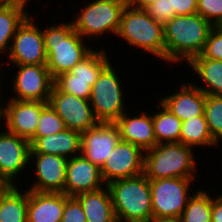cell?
Instances as JSON below:
<instances>
[{
  "label": "cell",
  "mask_w": 222,
  "mask_h": 222,
  "mask_svg": "<svg viewBox=\"0 0 222 222\" xmlns=\"http://www.w3.org/2000/svg\"><path fill=\"white\" fill-rule=\"evenodd\" d=\"M0 77H1V74H0ZM0 83H1V80H0ZM1 87V86H0ZM0 97H1V95H0ZM2 104H0V111H1V108H2V106H1Z\"/></svg>",
  "instance_id": "43"
},
{
  "label": "cell",
  "mask_w": 222,
  "mask_h": 222,
  "mask_svg": "<svg viewBox=\"0 0 222 222\" xmlns=\"http://www.w3.org/2000/svg\"><path fill=\"white\" fill-rule=\"evenodd\" d=\"M146 11L153 20L163 25L176 16L175 11H171L170 0H156Z\"/></svg>",
  "instance_id": "35"
},
{
  "label": "cell",
  "mask_w": 222,
  "mask_h": 222,
  "mask_svg": "<svg viewBox=\"0 0 222 222\" xmlns=\"http://www.w3.org/2000/svg\"><path fill=\"white\" fill-rule=\"evenodd\" d=\"M102 187L105 188L106 184L98 165L93 164L81 154L67 160L64 194L76 197Z\"/></svg>",
  "instance_id": "16"
},
{
  "label": "cell",
  "mask_w": 222,
  "mask_h": 222,
  "mask_svg": "<svg viewBox=\"0 0 222 222\" xmlns=\"http://www.w3.org/2000/svg\"><path fill=\"white\" fill-rule=\"evenodd\" d=\"M102 49V50H101ZM93 50L86 58L77 63L69 72L60 74L54 84L63 92L82 99H90L93 84L101 70L111 62L106 50Z\"/></svg>",
  "instance_id": "9"
},
{
  "label": "cell",
  "mask_w": 222,
  "mask_h": 222,
  "mask_svg": "<svg viewBox=\"0 0 222 222\" xmlns=\"http://www.w3.org/2000/svg\"><path fill=\"white\" fill-rule=\"evenodd\" d=\"M211 221L222 222V194L215 199L212 197Z\"/></svg>",
  "instance_id": "37"
},
{
  "label": "cell",
  "mask_w": 222,
  "mask_h": 222,
  "mask_svg": "<svg viewBox=\"0 0 222 222\" xmlns=\"http://www.w3.org/2000/svg\"><path fill=\"white\" fill-rule=\"evenodd\" d=\"M201 55L204 58L222 61V31L216 26L211 29Z\"/></svg>",
  "instance_id": "33"
},
{
  "label": "cell",
  "mask_w": 222,
  "mask_h": 222,
  "mask_svg": "<svg viewBox=\"0 0 222 222\" xmlns=\"http://www.w3.org/2000/svg\"><path fill=\"white\" fill-rule=\"evenodd\" d=\"M213 25L198 13L176 15L164 24L165 61L189 63L199 56Z\"/></svg>",
  "instance_id": "1"
},
{
  "label": "cell",
  "mask_w": 222,
  "mask_h": 222,
  "mask_svg": "<svg viewBox=\"0 0 222 222\" xmlns=\"http://www.w3.org/2000/svg\"><path fill=\"white\" fill-rule=\"evenodd\" d=\"M61 222H87L81 203L76 197L65 194V207Z\"/></svg>",
  "instance_id": "34"
},
{
  "label": "cell",
  "mask_w": 222,
  "mask_h": 222,
  "mask_svg": "<svg viewBox=\"0 0 222 222\" xmlns=\"http://www.w3.org/2000/svg\"><path fill=\"white\" fill-rule=\"evenodd\" d=\"M188 65L204 82L205 87L194 84L206 95H222V61L204 58L201 54L194 57Z\"/></svg>",
  "instance_id": "25"
},
{
  "label": "cell",
  "mask_w": 222,
  "mask_h": 222,
  "mask_svg": "<svg viewBox=\"0 0 222 222\" xmlns=\"http://www.w3.org/2000/svg\"><path fill=\"white\" fill-rule=\"evenodd\" d=\"M48 103L62 118L68 129L82 133L99 123L94 116L89 99L65 93L55 84Z\"/></svg>",
  "instance_id": "11"
},
{
  "label": "cell",
  "mask_w": 222,
  "mask_h": 222,
  "mask_svg": "<svg viewBox=\"0 0 222 222\" xmlns=\"http://www.w3.org/2000/svg\"><path fill=\"white\" fill-rule=\"evenodd\" d=\"M149 222H181L179 217H162L151 219Z\"/></svg>",
  "instance_id": "40"
},
{
  "label": "cell",
  "mask_w": 222,
  "mask_h": 222,
  "mask_svg": "<svg viewBox=\"0 0 222 222\" xmlns=\"http://www.w3.org/2000/svg\"><path fill=\"white\" fill-rule=\"evenodd\" d=\"M46 67L53 79L69 72L94 49L84 43V38L75 30L73 22L51 25L42 29Z\"/></svg>",
  "instance_id": "2"
},
{
  "label": "cell",
  "mask_w": 222,
  "mask_h": 222,
  "mask_svg": "<svg viewBox=\"0 0 222 222\" xmlns=\"http://www.w3.org/2000/svg\"><path fill=\"white\" fill-rule=\"evenodd\" d=\"M141 114L128 116L125 112L115 124L120 131L122 141L140 147L144 152L156 145L152 115L141 111Z\"/></svg>",
  "instance_id": "21"
},
{
  "label": "cell",
  "mask_w": 222,
  "mask_h": 222,
  "mask_svg": "<svg viewBox=\"0 0 222 222\" xmlns=\"http://www.w3.org/2000/svg\"><path fill=\"white\" fill-rule=\"evenodd\" d=\"M28 189L24 192L15 185L0 204V222H27Z\"/></svg>",
  "instance_id": "28"
},
{
  "label": "cell",
  "mask_w": 222,
  "mask_h": 222,
  "mask_svg": "<svg viewBox=\"0 0 222 222\" xmlns=\"http://www.w3.org/2000/svg\"><path fill=\"white\" fill-rule=\"evenodd\" d=\"M13 93L10 99L48 102L54 79L46 65H16Z\"/></svg>",
  "instance_id": "12"
},
{
  "label": "cell",
  "mask_w": 222,
  "mask_h": 222,
  "mask_svg": "<svg viewBox=\"0 0 222 222\" xmlns=\"http://www.w3.org/2000/svg\"><path fill=\"white\" fill-rule=\"evenodd\" d=\"M15 186L11 181L0 177V204L8 192Z\"/></svg>",
  "instance_id": "39"
},
{
  "label": "cell",
  "mask_w": 222,
  "mask_h": 222,
  "mask_svg": "<svg viewBox=\"0 0 222 222\" xmlns=\"http://www.w3.org/2000/svg\"><path fill=\"white\" fill-rule=\"evenodd\" d=\"M171 11L176 15H190L197 12V0H170Z\"/></svg>",
  "instance_id": "36"
},
{
  "label": "cell",
  "mask_w": 222,
  "mask_h": 222,
  "mask_svg": "<svg viewBox=\"0 0 222 222\" xmlns=\"http://www.w3.org/2000/svg\"><path fill=\"white\" fill-rule=\"evenodd\" d=\"M194 178H164L149 180L151 189L152 219L180 217L190 195Z\"/></svg>",
  "instance_id": "8"
},
{
  "label": "cell",
  "mask_w": 222,
  "mask_h": 222,
  "mask_svg": "<svg viewBox=\"0 0 222 222\" xmlns=\"http://www.w3.org/2000/svg\"><path fill=\"white\" fill-rule=\"evenodd\" d=\"M64 129H66L64 121L48 103L41 111L37 129L32 137H44Z\"/></svg>",
  "instance_id": "31"
},
{
  "label": "cell",
  "mask_w": 222,
  "mask_h": 222,
  "mask_svg": "<svg viewBox=\"0 0 222 222\" xmlns=\"http://www.w3.org/2000/svg\"><path fill=\"white\" fill-rule=\"evenodd\" d=\"M204 115L209 132L219 145L222 139V95H206Z\"/></svg>",
  "instance_id": "30"
},
{
  "label": "cell",
  "mask_w": 222,
  "mask_h": 222,
  "mask_svg": "<svg viewBox=\"0 0 222 222\" xmlns=\"http://www.w3.org/2000/svg\"><path fill=\"white\" fill-rule=\"evenodd\" d=\"M125 6V0H93L75 15L74 28L84 39L95 36L98 41L107 32L116 35Z\"/></svg>",
  "instance_id": "7"
},
{
  "label": "cell",
  "mask_w": 222,
  "mask_h": 222,
  "mask_svg": "<svg viewBox=\"0 0 222 222\" xmlns=\"http://www.w3.org/2000/svg\"><path fill=\"white\" fill-rule=\"evenodd\" d=\"M215 26L222 20V0H197V12Z\"/></svg>",
  "instance_id": "32"
},
{
  "label": "cell",
  "mask_w": 222,
  "mask_h": 222,
  "mask_svg": "<svg viewBox=\"0 0 222 222\" xmlns=\"http://www.w3.org/2000/svg\"><path fill=\"white\" fill-rule=\"evenodd\" d=\"M30 142L28 139L5 130L0 133V177L14 181L29 164Z\"/></svg>",
  "instance_id": "18"
},
{
  "label": "cell",
  "mask_w": 222,
  "mask_h": 222,
  "mask_svg": "<svg viewBox=\"0 0 222 222\" xmlns=\"http://www.w3.org/2000/svg\"><path fill=\"white\" fill-rule=\"evenodd\" d=\"M34 157V158H33ZM35 160L36 182L28 189L36 192L64 193L67 158L52 154L30 153L29 163Z\"/></svg>",
  "instance_id": "17"
},
{
  "label": "cell",
  "mask_w": 222,
  "mask_h": 222,
  "mask_svg": "<svg viewBox=\"0 0 222 222\" xmlns=\"http://www.w3.org/2000/svg\"><path fill=\"white\" fill-rule=\"evenodd\" d=\"M120 140L115 123L99 122L81 133V155L101 168Z\"/></svg>",
  "instance_id": "15"
},
{
  "label": "cell",
  "mask_w": 222,
  "mask_h": 222,
  "mask_svg": "<svg viewBox=\"0 0 222 222\" xmlns=\"http://www.w3.org/2000/svg\"><path fill=\"white\" fill-rule=\"evenodd\" d=\"M29 142L30 153L52 154L67 159L81 154V133L68 128L44 137H31Z\"/></svg>",
  "instance_id": "20"
},
{
  "label": "cell",
  "mask_w": 222,
  "mask_h": 222,
  "mask_svg": "<svg viewBox=\"0 0 222 222\" xmlns=\"http://www.w3.org/2000/svg\"><path fill=\"white\" fill-rule=\"evenodd\" d=\"M116 35L127 45L165 60L164 25L153 20L146 10L126 5Z\"/></svg>",
  "instance_id": "5"
},
{
  "label": "cell",
  "mask_w": 222,
  "mask_h": 222,
  "mask_svg": "<svg viewBox=\"0 0 222 222\" xmlns=\"http://www.w3.org/2000/svg\"><path fill=\"white\" fill-rule=\"evenodd\" d=\"M192 192L184 211L180 215L181 222H212V197L206 191L197 189Z\"/></svg>",
  "instance_id": "29"
},
{
  "label": "cell",
  "mask_w": 222,
  "mask_h": 222,
  "mask_svg": "<svg viewBox=\"0 0 222 222\" xmlns=\"http://www.w3.org/2000/svg\"><path fill=\"white\" fill-rule=\"evenodd\" d=\"M194 148L180 142L159 143L144 152V174L148 180L196 178Z\"/></svg>",
  "instance_id": "4"
},
{
  "label": "cell",
  "mask_w": 222,
  "mask_h": 222,
  "mask_svg": "<svg viewBox=\"0 0 222 222\" xmlns=\"http://www.w3.org/2000/svg\"><path fill=\"white\" fill-rule=\"evenodd\" d=\"M16 0H0V7L14 3Z\"/></svg>",
  "instance_id": "41"
},
{
  "label": "cell",
  "mask_w": 222,
  "mask_h": 222,
  "mask_svg": "<svg viewBox=\"0 0 222 222\" xmlns=\"http://www.w3.org/2000/svg\"><path fill=\"white\" fill-rule=\"evenodd\" d=\"M65 194L28 190L27 222H61Z\"/></svg>",
  "instance_id": "22"
},
{
  "label": "cell",
  "mask_w": 222,
  "mask_h": 222,
  "mask_svg": "<svg viewBox=\"0 0 222 222\" xmlns=\"http://www.w3.org/2000/svg\"><path fill=\"white\" fill-rule=\"evenodd\" d=\"M180 143L190 146H216L209 132L205 116H197L182 121L180 132Z\"/></svg>",
  "instance_id": "27"
},
{
  "label": "cell",
  "mask_w": 222,
  "mask_h": 222,
  "mask_svg": "<svg viewBox=\"0 0 222 222\" xmlns=\"http://www.w3.org/2000/svg\"><path fill=\"white\" fill-rule=\"evenodd\" d=\"M155 1L156 0H125L127 6L141 10H146Z\"/></svg>",
  "instance_id": "38"
},
{
  "label": "cell",
  "mask_w": 222,
  "mask_h": 222,
  "mask_svg": "<svg viewBox=\"0 0 222 222\" xmlns=\"http://www.w3.org/2000/svg\"><path fill=\"white\" fill-rule=\"evenodd\" d=\"M5 103L0 111L5 129L29 140L35 134L41 111L48 102L9 99Z\"/></svg>",
  "instance_id": "14"
},
{
  "label": "cell",
  "mask_w": 222,
  "mask_h": 222,
  "mask_svg": "<svg viewBox=\"0 0 222 222\" xmlns=\"http://www.w3.org/2000/svg\"><path fill=\"white\" fill-rule=\"evenodd\" d=\"M27 1L16 0L6 6L0 7V53L8 55L11 44L18 26L29 15L26 9ZM1 55V54H0Z\"/></svg>",
  "instance_id": "24"
},
{
  "label": "cell",
  "mask_w": 222,
  "mask_h": 222,
  "mask_svg": "<svg viewBox=\"0 0 222 222\" xmlns=\"http://www.w3.org/2000/svg\"><path fill=\"white\" fill-rule=\"evenodd\" d=\"M215 26H216L219 30L222 31V20L219 21Z\"/></svg>",
  "instance_id": "42"
},
{
  "label": "cell",
  "mask_w": 222,
  "mask_h": 222,
  "mask_svg": "<svg viewBox=\"0 0 222 222\" xmlns=\"http://www.w3.org/2000/svg\"><path fill=\"white\" fill-rule=\"evenodd\" d=\"M117 221L149 222L152 219L151 189L145 174L107 184Z\"/></svg>",
  "instance_id": "3"
},
{
  "label": "cell",
  "mask_w": 222,
  "mask_h": 222,
  "mask_svg": "<svg viewBox=\"0 0 222 222\" xmlns=\"http://www.w3.org/2000/svg\"><path fill=\"white\" fill-rule=\"evenodd\" d=\"M109 62L92 86L90 104L99 122L115 123L124 113L123 86Z\"/></svg>",
  "instance_id": "6"
},
{
  "label": "cell",
  "mask_w": 222,
  "mask_h": 222,
  "mask_svg": "<svg viewBox=\"0 0 222 222\" xmlns=\"http://www.w3.org/2000/svg\"><path fill=\"white\" fill-rule=\"evenodd\" d=\"M167 109L181 121L204 115L206 94L192 82L182 83L180 89L169 96L160 99Z\"/></svg>",
  "instance_id": "19"
},
{
  "label": "cell",
  "mask_w": 222,
  "mask_h": 222,
  "mask_svg": "<svg viewBox=\"0 0 222 222\" xmlns=\"http://www.w3.org/2000/svg\"><path fill=\"white\" fill-rule=\"evenodd\" d=\"M157 107L158 109L161 107L162 110L152 115L156 145L163 141L164 143L179 142L182 121L161 102Z\"/></svg>",
  "instance_id": "26"
},
{
  "label": "cell",
  "mask_w": 222,
  "mask_h": 222,
  "mask_svg": "<svg viewBox=\"0 0 222 222\" xmlns=\"http://www.w3.org/2000/svg\"><path fill=\"white\" fill-rule=\"evenodd\" d=\"M81 203L87 222H117L110 191L106 188L76 196Z\"/></svg>",
  "instance_id": "23"
},
{
  "label": "cell",
  "mask_w": 222,
  "mask_h": 222,
  "mask_svg": "<svg viewBox=\"0 0 222 222\" xmlns=\"http://www.w3.org/2000/svg\"><path fill=\"white\" fill-rule=\"evenodd\" d=\"M142 173H144V151L122 140L101 167V175L106 185L111 181L135 177Z\"/></svg>",
  "instance_id": "13"
},
{
  "label": "cell",
  "mask_w": 222,
  "mask_h": 222,
  "mask_svg": "<svg viewBox=\"0 0 222 222\" xmlns=\"http://www.w3.org/2000/svg\"><path fill=\"white\" fill-rule=\"evenodd\" d=\"M9 52L8 61L14 65H46L42 30L27 16L18 26Z\"/></svg>",
  "instance_id": "10"
}]
</instances>
